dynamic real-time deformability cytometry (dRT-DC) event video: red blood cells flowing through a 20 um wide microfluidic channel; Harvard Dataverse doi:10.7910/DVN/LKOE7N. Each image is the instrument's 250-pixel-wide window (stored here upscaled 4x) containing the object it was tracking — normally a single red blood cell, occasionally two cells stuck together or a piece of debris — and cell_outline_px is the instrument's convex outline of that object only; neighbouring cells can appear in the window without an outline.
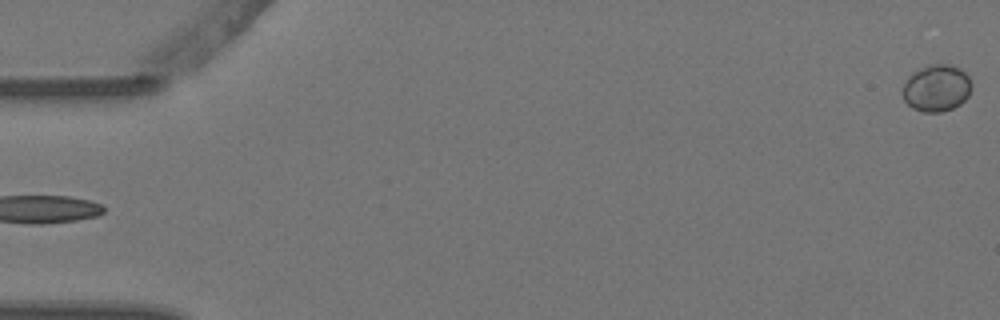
{"species": "Egyptian fruit bat (a non-hibernating species)", "species_latin": "Rousettus aegyptiacus", "temperature_condition": "warm", "stored_images_in_passage": 3, "segment_of_instrument_passage": [2, 2], "camera_frame_rate_fps": 3000, "um_per_image_px": 0.085, "animal": {"sex": "female"}, "frame": {"image": 1, "passage_image": 3, "time_ms": 0.667, "image_size_px": [1000, 320], "cell_outline_px": [[972, 88], [968, 96], [960, 104], [952, 108], [940, 112], [924, 112], [912, 108], [904, 100], [900, 92], [908, 76], [920, 68], [928, 64], [948, 64], [960, 68], [968, 76], [972, 84]], "centroid_in_image_um": [79.59, 7.48], "position_along_channel_um": 5.4, "area_um2": 19.02}}